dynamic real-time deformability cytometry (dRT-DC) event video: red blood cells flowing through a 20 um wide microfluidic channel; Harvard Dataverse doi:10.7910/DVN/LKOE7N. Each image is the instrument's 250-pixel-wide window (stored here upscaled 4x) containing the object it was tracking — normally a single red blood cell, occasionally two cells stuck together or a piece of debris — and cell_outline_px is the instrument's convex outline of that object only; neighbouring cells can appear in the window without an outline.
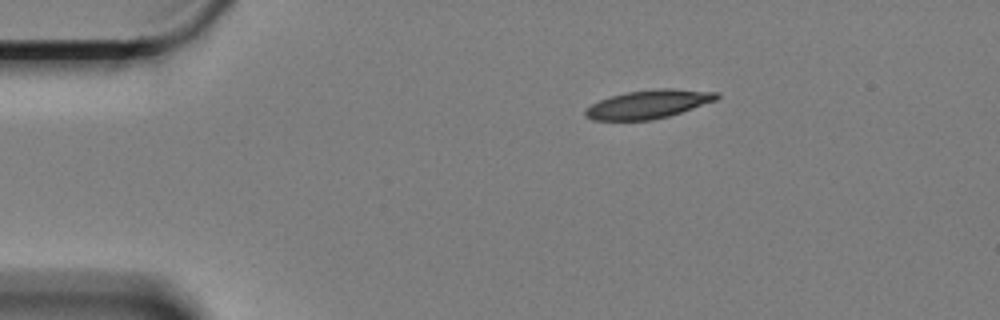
{"species": "Egyptian fruit bat (a non-hibernating species)", "species_latin": "Rousettus aegyptiacus", "temperature_condition": "cold", "stored_images_in_passage": 9, "camera_frame_rate_fps": 3000, "um_per_image_px": 0.085, "animal": {"sex": "female"}, "frame": {"image": 1, "passage_image": 1, "time_ms": 0.0, "image_size_px": [1000, 320], "cell_outline_px": [[720, 96], [716, 100], [668, 116], [652, 120], [592, 120], [584, 112], [592, 104], [600, 100], [612, 96], [628, 92], [660, 88], [672, 88], [720, 92]], "centroid_in_image_um": [55.16, 8.85], "position_along_channel_um": 29.8, "area_um2": 21.5}}